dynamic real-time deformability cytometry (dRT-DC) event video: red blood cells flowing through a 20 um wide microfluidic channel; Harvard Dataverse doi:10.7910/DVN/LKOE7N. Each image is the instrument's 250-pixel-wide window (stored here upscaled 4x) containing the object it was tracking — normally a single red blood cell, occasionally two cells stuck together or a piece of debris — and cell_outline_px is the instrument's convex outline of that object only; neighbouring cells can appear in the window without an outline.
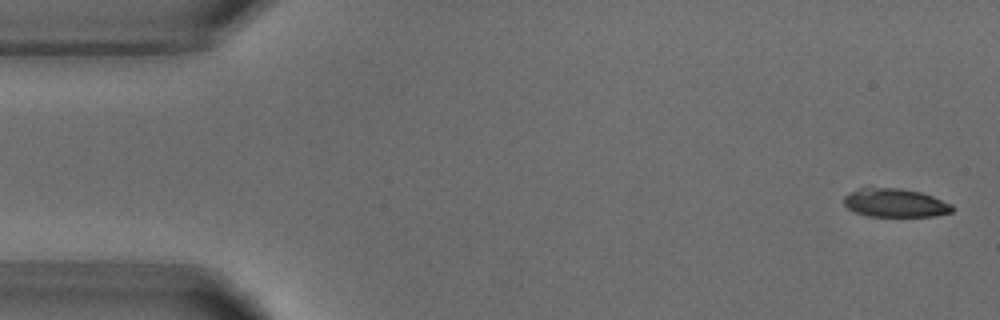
{"species": "common noctule bat (a hibernating species)", "species_latin": "Nyctalus noctula", "temperature_condition": "warm", "stored_images_in_passage": 3, "segment_of_instrument_passage": [2, 2], "camera_frame_rate_fps": 3000, "um_per_image_px": 0.085, "animal": {"sex": "male", "body_mass_g": 18.8}, "frame": {"image": 1, "passage_image": 3, "time_ms": 3.333, "image_size_px": [1000, 320], "cell_outline_px": [[956, 208], [952, 212], [936, 216], [868, 216], [856, 212], [848, 208], [844, 204], [844, 196], [860, 188], [896, 188], [920, 192], [932, 196], [952, 204]], "centroid_in_image_um": [76.13, 17.26], "position_along_channel_um": 8.9, "area_um2": 17.86}}